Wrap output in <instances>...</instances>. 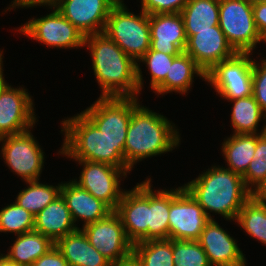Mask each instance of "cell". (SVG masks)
Here are the masks:
<instances>
[{
    "label": "cell",
    "mask_w": 266,
    "mask_h": 266,
    "mask_svg": "<svg viewBox=\"0 0 266 266\" xmlns=\"http://www.w3.org/2000/svg\"><path fill=\"white\" fill-rule=\"evenodd\" d=\"M92 69L102 89L99 97H138L137 63L105 33L85 36Z\"/></svg>",
    "instance_id": "6da1fadb"
},
{
    "label": "cell",
    "mask_w": 266,
    "mask_h": 266,
    "mask_svg": "<svg viewBox=\"0 0 266 266\" xmlns=\"http://www.w3.org/2000/svg\"><path fill=\"white\" fill-rule=\"evenodd\" d=\"M210 168L183 187L199 203L209 219H214L210 214L213 212L226 220L235 221L252 193L244 185L240 174L219 165Z\"/></svg>",
    "instance_id": "7a4b0ae2"
},
{
    "label": "cell",
    "mask_w": 266,
    "mask_h": 266,
    "mask_svg": "<svg viewBox=\"0 0 266 266\" xmlns=\"http://www.w3.org/2000/svg\"><path fill=\"white\" fill-rule=\"evenodd\" d=\"M177 127L165 116L138 105L131 115L124 146L126 165L132 170L134 164L145 158L171 152L180 144Z\"/></svg>",
    "instance_id": "3957f363"
},
{
    "label": "cell",
    "mask_w": 266,
    "mask_h": 266,
    "mask_svg": "<svg viewBox=\"0 0 266 266\" xmlns=\"http://www.w3.org/2000/svg\"><path fill=\"white\" fill-rule=\"evenodd\" d=\"M61 125L65 137L59 154L132 171L124 159L125 141L109 140L82 112L63 119Z\"/></svg>",
    "instance_id": "277c9868"
},
{
    "label": "cell",
    "mask_w": 266,
    "mask_h": 266,
    "mask_svg": "<svg viewBox=\"0 0 266 266\" xmlns=\"http://www.w3.org/2000/svg\"><path fill=\"white\" fill-rule=\"evenodd\" d=\"M103 33L137 63V83L140 94L144 80L139 60L150 49L151 42L149 15L142 10L140 15H136L134 12H129L124 3L115 4L110 11Z\"/></svg>",
    "instance_id": "5b68a950"
},
{
    "label": "cell",
    "mask_w": 266,
    "mask_h": 266,
    "mask_svg": "<svg viewBox=\"0 0 266 266\" xmlns=\"http://www.w3.org/2000/svg\"><path fill=\"white\" fill-rule=\"evenodd\" d=\"M228 43L237 53H252L261 42L247 0H219V23Z\"/></svg>",
    "instance_id": "8992f818"
},
{
    "label": "cell",
    "mask_w": 266,
    "mask_h": 266,
    "mask_svg": "<svg viewBox=\"0 0 266 266\" xmlns=\"http://www.w3.org/2000/svg\"><path fill=\"white\" fill-rule=\"evenodd\" d=\"M252 53H236L216 64L208 73L206 81L214 87L222 99L234 100L252 96Z\"/></svg>",
    "instance_id": "52a82bcc"
},
{
    "label": "cell",
    "mask_w": 266,
    "mask_h": 266,
    "mask_svg": "<svg viewBox=\"0 0 266 266\" xmlns=\"http://www.w3.org/2000/svg\"><path fill=\"white\" fill-rule=\"evenodd\" d=\"M3 50L0 52V137L33 129L37 118L34 101L27 89L13 88L3 77Z\"/></svg>",
    "instance_id": "ba28073f"
},
{
    "label": "cell",
    "mask_w": 266,
    "mask_h": 266,
    "mask_svg": "<svg viewBox=\"0 0 266 266\" xmlns=\"http://www.w3.org/2000/svg\"><path fill=\"white\" fill-rule=\"evenodd\" d=\"M30 131L0 137L5 164L24 182L39 180L45 162L42 147Z\"/></svg>",
    "instance_id": "9c48e42d"
},
{
    "label": "cell",
    "mask_w": 266,
    "mask_h": 266,
    "mask_svg": "<svg viewBox=\"0 0 266 266\" xmlns=\"http://www.w3.org/2000/svg\"><path fill=\"white\" fill-rule=\"evenodd\" d=\"M51 13L44 17L31 18L18 30L31 39L53 48L85 47V36L70 21H68L55 6Z\"/></svg>",
    "instance_id": "30bf717a"
},
{
    "label": "cell",
    "mask_w": 266,
    "mask_h": 266,
    "mask_svg": "<svg viewBox=\"0 0 266 266\" xmlns=\"http://www.w3.org/2000/svg\"><path fill=\"white\" fill-rule=\"evenodd\" d=\"M138 97H99L82 113L112 141H125L132 111Z\"/></svg>",
    "instance_id": "8fae6325"
},
{
    "label": "cell",
    "mask_w": 266,
    "mask_h": 266,
    "mask_svg": "<svg viewBox=\"0 0 266 266\" xmlns=\"http://www.w3.org/2000/svg\"><path fill=\"white\" fill-rule=\"evenodd\" d=\"M209 220L183 185L170 189L169 239L198 240Z\"/></svg>",
    "instance_id": "7c38bea8"
},
{
    "label": "cell",
    "mask_w": 266,
    "mask_h": 266,
    "mask_svg": "<svg viewBox=\"0 0 266 266\" xmlns=\"http://www.w3.org/2000/svg\"><path fill=\"white\" fill-rule=\"evenodd\" d=\"M81 229L90 244L111 264L132 257L133 244L127 239L121 219L115 211Z\"/></svg>",
    "instance_id": "4fadbf2b"
},
{
    "label": "cell",
    "mask_w": 266,
    "mask_h": 266,
    "mask_svg": "<svg viewBox=\"0 0 266 266\" xmlns=\"http://www.w3.org/2000/svg\"><path fill=\"white\" fill-rule=\"evenodd\" d=\"M75 162L83 168L79 180L76 178L73 181L115 211L124 193L120 187V179L123 176L126 178L127 172L105 163L86 160H75Z\"/></svg>",
    "instance_id": "5bb4252c"
},
{
    "label": "cell",
    "mask_w": 266,
    "mask_h": 266,
    "mask_svg": "<svg viewBox=\"0 0 266 266\" xmlns=\"http://www.w3.org/2000/svg\"><path fill=\"white\" fill-rule=\"evenodd\" d=\"M115 212L133 245L148 240V178L124 191Z\"/></svg>",
    "instance_id": "9a60e30c"
},
{
    "label": "cell",
    "mask_w": 266,
    "mask_h": 266,
    "mask_svg": "<svg viewBox=\"0 0 266 266\" xmlns=\"http://www.w3.org/2000/svg\"><path fill=\"white\" fill-rule=\"evenodd\" d=\"M113 0H59L54 6L84 36L104 32Z\"/></svg>",
    "instance_id": "2e32d148"
},
{
    "label": "cell",
    "mask_w": 266,
    "mask_h": 266,
    "mask_svg": "<svg viewBox=\"0 0 266 266\" xmlns=\"http://www.w3.org/2000/svg\"><path fill=\"white\" fill-rule=\"evenodd\" d=\"M184 52L191 56L205 73L237 53L228 43L219 25L213 26V30L195 31V34L187 39Z\"/></svg>",
    "instance_id": "e0dca14e"
},
{
    "label": "cell",
    "mask_w": 266,
    "mask_h": 266,
    "mask_svg": "<svg viewBox=\"0 0 266 266\" xmlns=\"http://www.w3.org/2000/svg\"><path fill=\"white\" fill-rule=\"evenodd\" d=\"M211 266H246V258L230 236L215 219H210L197 240Z\"/></svg>",
    "instance_id": "ac0fdd59"
},
{
    "label": "cell",
    "mask_w": 266,
    "mask_h": 266,
    "mask_svg": "<svg viewBox=\"0 0 266 266\" xmlns=\"http://www.w3.org/2000/svg\"><path fill=\"white\" fill-rule=\"evenodd\" d=\"M150 49L179 56L187 44L184 20L181 13L149 15Z\"/></svg>",
    "instance_id": "d6986e66"
},
{
    "label": "cell",
    "mask_w": 266,
    "mask_h": 266,
    "mask_svg": "<svg viewBox=\"0 0 266 266\" xmlns=\"http://www.w3.org/2000/svg\"><path fill=\"white\" fill-rule=\"evenodd\" d=\"M61 195L70 210L72 219L84 221L83 227L107 217L113 210L103 201L95 198L91 193L81 188L73 179L63 183Z\"/></svg>",
    "instance_id": "ffe728a7"
},
{
    "label": "cell",
    "mask_w": 266,
    "mask_h": 266,
    "mask_svg": "<svg viewBox=\"0 0 266 266\" xmlns=\"http://www.w3.org/2000/svg\"><path fill=\"white\" fill-rule=\"evenodd\" d=\"M76 226L62 195L34 216V231L49 237L54 243L61 237L80 229Z\"/></svg>",
    "instance_id": "44dd1931"
},
{
    "label": "cell",
    "mask_w": 266,
    "mask_h": 266,
    "mask_svg": "<svg viewBox=\"0 0 266 266\" xmlns=\"http://www.w3.org/2000/svg\"><path fill=\"white\" fill-rule=\"evenodd\" d=\"M69 266H111L112 264L89 242L83 230L77 229L55 242Z\"/></svg>",
    "instance_id": "7402d4cb"
},
{
    "label": "cell",
    "mask_w": 266,
    "mask_h": 266,
    "mask_svg": "<svg viewBox=\"0 0 266 266\" xmlns=\"http://www.w3.org/2000/svg\"><path fill=\"white\" fill-rule=\"evenodd\" d=\"M194 74L206 81V73L191 56L182 52L173 59L165 80L154 90V93L156 95H164L171 92L186 94L194 82Z\"/></svg>",
    "instance_id": "603a6c76"
},
{
    "label": "cell",
    "mask_w": 266,
    "mask_h": 266,
    "mask_svg": "<svg viewBox=\"0 0 266 266\" xmlns=\"http://www.w3.org/2000/svg\"><path fill=\"white\" fill-rule=\"evenodd\" d=\"M151 180L148 178V240L168 239L170 190L153 191Z\"/></svg>",
    "instance_id": "cb8c5ba5"
},
{
    "label": "cell",
    "mask_w": 266,
    "mask_h": 266,
    "mask_svg": "<svg viewBox=\"0 0 266 266\" xmlns=\"http://www.w3.org/2000/svg\"><path fill=\"white\" fill-rule=\"evenodd\" d=\"M187 39L219 23V0H189L181 11Z\"/></svg>",
    "instance_id": "d4e9b609"
},
{
    "label": "cell",
    "mask_w": 266,
    "mask_h": 266,
    "mask_svg": "<svg viewBox=\"0 0 266 266\" xmlns=\"http://www.w3.org/2000/svg\"><path fill=\"white\" fill-rule=\"evenodd\" d=\"M257 144V134H232L222 143L227 168L241 176L246 172ZM229 166V167H228Z\"/></svg>",
    "instance_id": "484cf974"
},
{
    "label": "cell",
    "mask_w": 266,
    "mask_h": 266,
    "mask_svg": "<svg viewBox=\"0 0 266 266\" xmlns=\"http://www.w3.org/2000/svg\"><path fill=\"white\" fill-rule=\"evenodd\" d=\"M54 245L55 243L49 237L33 230L17 235L6 256L18 265L31 266Z\"/></svg>",
    "instance_id": "4316f807"
},
{
    "label": "cell",
    "mask_w": 266,
    "mask_h": 266,
    "mask_svg": "<svg viewBox=\"0 0 266 266\" xmlns=\"http://www.w3.org/2000/svg\"><path fill=\"white\" fill-rule=\"evenodd\" d=\"M231 111V126L233 134H258L259 122L265 120L266 114L261 110L254 96H247L234 100Z\"/></svg>",
    "instance_id": "83f0119b"
},
{
    "label": "cell",
    "mask_w": 266,
    "mask_h": 266,
    "mask_svg": "<svg viewBox=\"0 0 266 266\" xmlns=\"http://www.w3.org/2000/svg\"><path fill=\"white\" fill-rule=\"evenodd\" d=\"M132 257L140 266H174L172 239H150L133 245Z\"/></svg>",
    "instance_id": "f1b7e54d"
},
{
    "label": "cell",
    "mask_w": 266,
    "mask_h": 266,
    "mask_svg": "<svg viewBox=\"0 0 266 266\" xmlns=\"http://www.w3.org/2000/svg\"><path fill=\"white\" fill-rule=\"evenodd\" d=\"M240 228L266 246V201L251 196L235 220Z\"/></svg>",
    "instance_id": "f546056e"
},
{
    "label": "cell",
    "mask_w": 266,
    "mask_h": 266,
    "mask_svg": "<svg viewBox=\"0 0 266 266\" xmlns=\"http://www.w3.org/2000/svg\"><path fill=\"white\" fill-rule=\"evenodd\" d=\"M26 184L27 188L20 190L15 202L34 216L61 195L62 182L57 186L42 184L40 180Z\"/></svg>",
    "instance_id": "4dcf8cb0"
},
{
    "label": "cell",
    "mask_w": 266,
    "mask_h": 266,
    "mask_svg": "<svg viewBox=\"0 0 266 266\" xmlns=\"http://www.w3.org/2000/svg\"><path fill=\"white\" fill-rule=\"evenodd\" d=\"M246 172L242 175L244 185L253 194L266 180V123L257 134V144Z\"/></svg>",
    "instance_id": "1f68e13d"
},
{
    "label": "cell",
    "mask_w": 266,
    "mask_h": 266,
    "mask_svg": "<svg viewBox=\"0 0 266 266\" xmlns=\"http://www.w3.org/2000/svg\"><path fill=\"white\" fill-rule=\"evenodd\" d=\"M34 230V215L16 202L0 210V232L20 235Z\"/></svg>",
    "instance_id": "d6a6232c"
},
{
    "label": "cell",
    "mask_w": 266,
    "mask_h": 266,
    "mask_svg": "<svg viewBox=\"0 0 266 266\" xmlns=\"http://www.w3.org/2000/svg\"><path fill=\"white\" fill-rule=\"evenodd\" d=\"M174 266H211L197 240H172Z\"/></svg>",
    "instance_id": "836d02e7"
},
{
    "label": "cell",
    "mask_w": 266,
    "mask_h": 266,
    "mask_svg": "<svg viewBox=\"0 0 266 266\" xmlns=\"http://www.w3.org/2000/svg\"><path fill=\"white\" fill-rule=\"evenodd\" d=\"M175 57L176 55L164 54L163 52L149 49L139 60L140 63L146 64L151 74L150 88L153 92L165 80Z\"/></svg>",
    "instance_id": "e575fe53"
},
{
    "label": "cell",
    "mask_w": 266,
    "mask_h": 266,
    "mask_svg": "<svg viewBox=\"0 0 266 266\" xmlns=\"http://www.w3.org/2000/svg\"><path fill=\"white\" fill-rule=\"evenodd\" d=\"M253 90L252 95L258 102L261 110L266 114V61L261 63L253 60Z\"/></svg>",
    "instance_id": "d590c367"
},
{
    "label": "cell",
    "mask_w": 266,
    "mask_h": 266,
    "mask_svg": "<svg viewBox=\"0 0 266 266\" xmlns=\"http://www.w3.org/2000/svg\"><path fill=\"white\" fill-rule=\"evenodd\" d=\"M189 0H141V10L148 15L181 13Z\"/></svg>",
    "instance_id": "8d00e7d4"
},
{
    "label": "cell",
    "mask_w": 266,
    "mask_h": 266,
    "mask_svg": "<svg viewBox=\"0 0 266 266\" xmlns=\"http://www.w3.org/2000/svg\"><path fill=\"white\" fill-rule=\"evenodd\" d=\"M31 266H69L62 253L54 245L46 254L40 256Z\"/></svg>",
    "instance_id": "74e56055"
},
{
    "label": "cell",
    "mask_w": 266,
    "mask_h": 266,
    "mask_svg": "<svg viewBox=\"0 0 266 266\" xmlns=\"http://www.w3.org/2000/svg\"><path fill=\"white\" fill-rule=\"evenodd\" d=\"M253 18L260 35L266 34V2L252 4Z\"/></svg>",
    "instance_id": "f35d334b"
},
{
    "label": "cell",
    "mask_w": 266,
    "mask_h": 266,
    "mask_svg": "<svg viewBox=\"0 0 266 266\" xmlns=\"http://www.w3.org/2000/svg\"><path fill=\"white\" fill-rule=\"evenodd\" d=\"M59 0H13L10 7L7 9L9 11L17 8H31L34 6H54Z\"/></svg>",
    "instance_id": "ab89813d"
},
{
    "label": "cell",
    "mask_w": 266,
    "mask_h": 266,
    "mask_svg": "<svg viewBox=\"0 0 266 266\" xmlns=\"http://www.w3.org/2000/svg\"><path fill=\"white\" fill-rule=\"evenodd\" d=\"M252 195L260 200L266 201V180Z\"/></svg>",
    "instance_id": "60d3db41"
},
{
    "label": "cell",
    "mask_w": 266,
    "mask_h": 266,
    "mask_svg": "<svg viewBox=\"0 0 266 266\" xmlns=\"http://www.w3.org/2000/svg\"><path fill=\"white\" fill-rule=\"evenodd\" d=\"M0 266H21L18 265L16 262L10 260L6 255H0Z\"/></svg>",
    "instance_id": "b9f144b4"
},
{
    "label": "cell",
    "mask_w": 266,
    "mask_h": 266,
    "mask_svg": "<svg viewBox=\"0 0 266 266\" xmlns=\"http://www.w3.org/2000/svg\"><path fill=\"white\" fill-rule=\"evenodd\" d=\"M111 266H140V265L136 262V260L133 257H131L128 260L112 264Z\"/></svg>",
    "instance_id": "7bdbcfd3"
},
{
    "label": "cell",
    "mask_w": 266,
    "mask_h": 266,
    "mask_svg": "<svg viewBox=\"0 0 266 266\" xmlns=\"http://www.w3.org/2000/svg\"><path fill=\"white\" fill-rule=\"evenodd\" d=\"M250 4H255L258 2H266V0H247Z\"/></svg>",
    "instance_id": "ee69618b"
},
{
    "label": "cell",
    "mask_w": 266,
    "mask_h": 266,
    "mask_svg": "<svg viewBox=\"0 0 266 266\" xmlns=\"http://www.w3.org/2000/svg\"><path fill=\"white\" fill-rule=\"evenodd\" d=\"M261 41L265 42L266 43V34L262 35L261 36ZM266 61V59H263Z\"/></svg>",
    "instance_id": "f6af8a7d"
},
{
    "label": "cell",
    "mask_w": 266,
    "mask_h": 266,
    "mask_svg": "<svg viewBox=\"0 0 266 266\" xmlns=\"http://www.w3.org/2000/svg\"><path fill=\"white\" fill-rule=\"evenodd\" d=\"M116 4H122L124 1L123 0H113Z\"/></svg>",
    "instance_id": "bcb514c9"
}]
</instances>
